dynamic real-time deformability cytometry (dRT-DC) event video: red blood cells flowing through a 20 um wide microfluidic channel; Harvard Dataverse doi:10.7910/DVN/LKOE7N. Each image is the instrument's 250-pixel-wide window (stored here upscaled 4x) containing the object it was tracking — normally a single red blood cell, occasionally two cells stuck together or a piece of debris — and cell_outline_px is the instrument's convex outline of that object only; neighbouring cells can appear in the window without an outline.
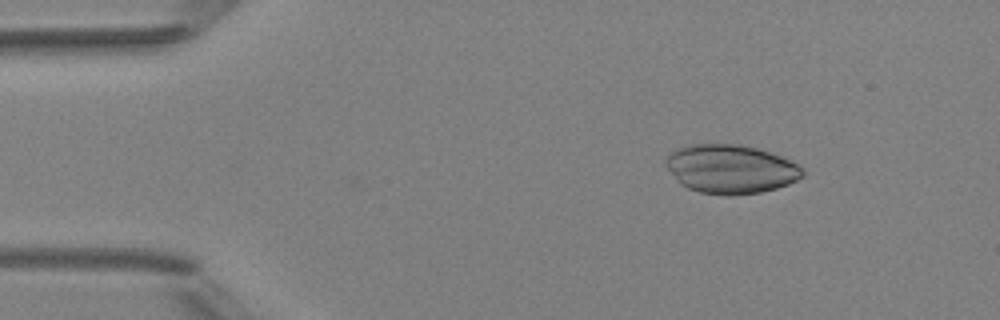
{"species": "Egyptian fruit bat (a non-hibernating species)", "species_latin": "Rousettus aegyptiacus", "temperature_condition": "room temperature", "stored_images_in_passage": 4, "camera_frame_rate_fps": 3000, "um_per_image_px": 0.085, "animal": {"sex": "female"}, "frame": {"image": 1, "passage_image": 2, "time_ms": 1.333, "image_size_px": [1000, 320], "cell_outline_px": [[804, 176], [788, 184], [776, 188], [760, 192], [732, 196], [728, 196], [700, 192], [688, 188], [680, 184], [676, 180], [664, 164], [664, 160], [676, 148], [688, 144], [740, 144], [760, 148], [784, 156], [792, 160], [804, 168]], "centroid_in_image_um": [62.13, 14.35], "position_along_channel_um": 22.9, "area_um2": 39.54}}